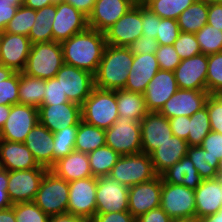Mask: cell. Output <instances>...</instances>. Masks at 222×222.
Returning a JSON list of instances; mask_svg holds the SVG:
<instances>
[{
  "label": "cell",
  "mask_w": 222,
  "mask_h": 222,
  "mask_svg": "<svg viewBox=\"0 0 222 222\" xmlns=\"http://www.w3.org/2000/svg\"><path fill=\"white\" fill-rule=\"evenodd\" d=\"M135 3H143L145 0H133Z\"/></svg>",
  "instance_id": "cell-71"
},
{
  "label": "cell",
  "mask_w": 222,
  "mask_h": 222,
  "mask_svg": "<svg viewBox=\"0 0 222 222\" xmlns=\"http://www.w3.org/2000/svg\"><path fill=\"white\" fill-rule=\"evenodd\" d=\"M208 55L199 54L181 60L174 70L179 89L207 90Z\"/></svg>",
  "instance_id": "cell-18"
},
{
  "label": "cell",
  "mask_w": 222,
  "mask_h": 222,
  "mask_svg": "<svg viewBox=\"0 0 222 222\" xmlns=\"http://www.w3.org/2000/svg\"><path fill=\"white\" fill-rule=\"evenodd\" d=\"M160 207L172 220L196 218L195 190L162 180Z\"/></svg>",
  "instance_id": "cell-8"
},
{
  "label": "cell",
  "mask_w": 222,
  "mask_h": 222,
  "mask_svg": "<svg viewBox=\"0 0 222 222\" xmlns=\"http://www.w3.org/2000/svg\"><path fill=\"white\" fill-rule=\"evenodd\" d=\"M209 132H211L210 119L205 105L190 117L189 134L186 140L188 146H200Z\"/></svg>",
  "instance_id": "cell-37"
},
{
  "label": "cell",
  "mask_w": 222,
  "mask_h": 222,
  "mask_svg": "<svg viewBox=\"0 0 222 222\" xmlns=\"http://www.w3.org/2000/svg\"><path fill=\"white\" fill-rule=\"evenodd\" d=\"M70 102L61 88L60 82L56 78L46 80L44 98L42 105H54Z\"/></svg>",
  "instance_id": "cell-51"
},
{
  "label": "cell",
  "mask_w": 222,
  "mask_h": 222,
  "mask_svg": "<svg viewBox=\"0 0 222 222\" xmlns=\"http://www.w3.org/2000/svg\"><path fill=\"white\" fill-rule=\"evenodd\" d=\"M105 145L104 129L89 125L82 120L78 123L75 151L89 154L91 151Z\"/></svg>",
  "instance_id": "cell-35"
},
{
  "label": "cell",
  "mask_w": 222,
  "mask_h": 222,
  "mask_svg": "<svg viewBox=\"0 0 222 222\" xmlns=\"http://www.w3.org/2000/svg\"><path fill=\"white\" fill-rule=\"evenodd\" d=\"M116 101L119 117H127L140 122L149 112L144 95L128 90H116Z\"/></svg>",
  "instance_id": "cell-31"
},
{
  "label": "cell",
  "mask_w": 222,
  "mask_h": 222,
  "mask_svg": "<svg viewBox=\"0 0 222 222\" xmlns=\"http://www.w3.org/2000/svg\"><path fill=\"white\" fill-rule=\"evenodd\" d=\"M129 187L109 176L97 178L96 213L128 211Z\"/></svg>",
  "instance_id": "cell-14"
},
{
  "label": "cell",
  "mask_w": 222,
  "mask_h": 222,
  "mask_svg": "<svg viewBox=\"0 0 222 222\" xmlns=\"http://www.w3.org/2000/svg\"><path fill=\"white\" fill-rule=\"evenodd\" d=\"M46 80L31 77L19 72V100L18 104L36 107L42 105Z\"/></svg>",
  "instance_id": "cell-33"
},
{
  "label": "cell",
  "mask_w": 222,
  "mask_h": 222,
  "mask_svg": "<svg viewBox=\"0 0 222 222\" xmlns=\"http://www.w3.org/2000/svg\"><path fill=\"white\" fill-rule=\"evenodd\" d=\"M0 222H16L12 206L10 208L0 210Z\"/></svg>",
  "instance_id": "cell-63"
},
{
  "label": "cell",
  "mask_w": 222,
  "mask_h": 222,
  "mask_svg": "<svg viewBox=\"0 0 222 222\" xmlns=\"http://www.w3.org/2000/svg\"><path fill=\"white\" fill-rule=\"evenodd\" d=\"M207 24L222 31V2L208 3Z\"/></svg>",
  "instance_id": "cell-57"
},
{
  "label": "cell",
  "mask_w": 222,
  "mask_h": 222,
  "mask_svg": "<svg viewBox=\"0 0 222 222\" xmlns=\"http://www.w3.org/2000/svg\"><path fill=\"white\" fill-rule=\"evenodd\" d=\"M0 162L7 171L29 170L39 165L24 143L0 140Z\"/></svg>",
  "instance_id": "cell-27"
},
{
  "label": "cell",
  "mask_w": 222,
  "mask_h": 222,
  "mask_svg": "<svg viewBox=\"0 0 222 222\" xmlns=\"http://www.w3.org/2000/svg\"><path fill=\"white\" fill-rule=\"evenodd\" d=\"M201 53L205 55L222 52V31L206 24L195 33Z\"/></svg>",
  "instance_id": "cell-41"
},
{
  "label": "cell",
  "mask_w": 222,
  "mask_h": 222,
  "mask_svg": "<svg viewBox=\"0 0 222 222\" xmlns=\"http://www.w3.org/2000/svg\"><path fill=\"white\" fill-rule=\"evenodd\" d=\"M67 213L91 220L96 214L97 177H87L68 182Z\"/></svg>",
  "instance_id": "cell-11"
},
{
  "label": "cell",
  "mask_w": 222,
  "mask_h": 222,
  "mask_svg": "<svg viewBox=\"0 0 222 222\" xmlns=\"http://www.w3.org/2000/svg\"><path fill=\"white\" fill-rule=\"evenodd\" d=\"M28 36L0 32V64L23 72L31 49Z\"/></svg>",
  "instance_id": "cell-17"
},
{
  "label": "cell",
  "mask_w": 222,
  "mask_h": 222,
  "mask_svg": "<svg viewBox=\"0 0 222 222\" xmlns=\"http://www.w3.org/2000/svg\"><path fill=\"white\" fill-rule=\"evenodd\" d=\"M16 222H48L50 216L46 215L35 203L24 202L13 206Z\"/></svg>",
  "instance_id": "cell-44"
},
{
  "label": "cell",
  "mask_w": 222,
  "mask_h": 222,
  "mask_svg": "<svg viewBox=\"0 0 222 222\" xmlns=\"http://www.w3.org/2000/svg\"><path fill=\"white\" fill-rule=\"evenodd\" d=\"M50 170L67 182L93 176L88 155L75 150L60 158Z\"/></svg>",
  "instance_id": "cell-29"
},
{
  "label": "cell",
  "mask_w": 222,
  "mask_h": 222,
  "mask_svg": "<svg viewBox=\"0 0 222 222\" xmlns=\"http://www.w3.org/2000/svg\"><path fill=\"white\" fill-rule=\"evenodd\" d=\"M180 34V28L177 20L170 18H161L158 23L157 42L159 45H173Z\"/></svg>",
  "instance_id": "cell-48"
},
{
  "label": "cell",
  "mask_w": 222,
  "mask_h": 222,
  "mask_svg": "<svg viewBox=\"0 0 222 222\" xmlns=\"http://www.w3.org/2000/svg\"><path fill=\"white\" fill-rule=\"evenodd\" d=\"M63 65L64 58L60 42L35 43L31 45L23 73L47 80L55 78Z\"/></svg>",
  "instance_id": "cell-4"
},
{
  "label": "cell",
  "mask_w": 222,
  "mask_h": 222,
  "mask_svg": "<svg viewBox=\"0 0 222 222\" xmlns=\"http://www.w3.org/2000/svg\"><path fill=\"white\" fill-rule=\"evenodd\" d=\"M161 177L166 183L180 184L193 190L203 181V178L187 155L164 171Z\"/></svg>",
  "instance_id": "cell-30"
},
{
  "label": "cell",
  "mask_w": 222,
  "mask_h": 222,
  "mask_svg": "<svg viewBox=\"0 0 222 222\" xmlns=\"http://www.w3.org/2000/svg\"><path fill=\"white\" fill-rule=\"evenodd\" d=\"M142 25H143V36L148 38H157L158 34V23L161 22V18L153 13L142 3Z\"/></svg>",
  "instance_id": "cell-52"
},
{
  "label": "cell",
  "mask_w": 222,
  "mask_h": 222,
  "mask_svg": "<svg viewBox=\"0 0 222 222\" xmlns=\"http://www.w3.org/2000/svg\"><path fill=\"white\" fill-rule=\"evenodd\" d=\"M48 222H92V221L89 219L77 217L72 214L66 213V214L50 216Z\"/></svg>",
  "instance_id": "cell-61"
},
{
  "label": "cell",
  "mask_w": 222,
  "mask_h": 222,
  "mask_svg": "<svg viewBox=\"0 0 222 222\" xmlns=\"http://www.w3.org/2000/svg\"><path fill=\"white\" fill-rule=\"evenodd\" d=\"M36 21V10L20 6L14 18L7 24L4 32L29 36L30 30Z\"/></svg>",
  "instance_id": "cell-40"
},
{
  "label": "cell",
  "mask_w": 222,
  "mask_h": 222,
  "mask_svg": "<svg viewBox=\"0 0 222 222\" xmlns=\"http://www.w3.org/2000/svg\"><path fill=\"white\" fill-rule=\"evenodd\" d=\"M18 8L12 2L0 0V32L4 31L7 24L14 18Z\"/></svg>",
  "instance_id": "cell-56"
},
{
  "label": "cell",
  "mask_w": 222,
  "mask_h": 222,
  "mask_svg": "<svg viewBox=\"0 0 222 222\" xmlns=\"http://www.w3.org/2000/svg\"><path fill=\"white\" fill-rule=\"evenodd\" d=\"M7 186H8V171L2 169L0 171V210L7 209L13 206L8 196Z\"/></svg>",
  "instance_id": "cell-59"
},
{
  "label": "cell",
  "mask_w": 222,
  "mask_h": 222,
  "mask_svg": "<svg viewBox=\"0 0 222 222\" xmlns=\"http://www.w3.org/2000/svg\"><path fill=\"white\" fill-rule=\"evenodd\" d=\"M198 222H222V208L215 214L199 218Z\"/></svg>",
  "instance_id": "cell-64"
},
{
  "label": "cell",
  "mask_w": 222,
  "mask_h": 222,
  "mask_svg": "<svg viewBox=\"0 0 222 222\" xmlns=\"http://www.w3.org/2000/svg\"><path fill=\"white\" fill-rule=\"evenodd\" d=\"M106 45L104 32L87 28L61 42L64 63L95 74Z\"/></svg>",
  "instance_id": "cell-1"
},
{
  "label": "cell",
  "mask_w": 222,
  "mask_h": 222,
  "mask_svg": "<svg viewBox=\"0 0 222 222\" xmlns=\"http://www.w3.org/2000/svg\"><path fill=\"white\" fill-rule=\"evenodd\" d=\"M178 89L174 72L159 70L143 94L147 110L159 112Z\"/></svg>",
  "instance_id": "cell-23"
},
{
  "label": "cell",
  "mask_w": 222,
  "mask_h": 222,
  "mask_svg": "<svg viewBox=\"0 0 222 222\" xmlns=\"http://www.w3.org/2000/svg\"><path fill=\"white\" fill-rule=\"evenodd\" d=\"M208 3L204 0H196L178 17L177 22L180 32L196 33L207 24Z\"/></svg>",
  "instance_id": "cell-32"
},
{
  "label": "cell",
  "mask_w": 222,
  "mask_h": 222,
  "mask_svg": "<svg viewBox=\"0 0 222 222\" xmlns=\"http://www.w3.org/2000/svg\"><path fill=\"white\" fill-rule=\"evenodd\" d=\"M13 73L14 71L11 68L0 64V81L8 79Z\"/></svg>",
  "instance_id": "cell-66"
},
{
  "label": "cell",
  "mask_w": 222,
  "mask_h": 222,
  "mask_svg": "<svg viewBox=\"0 0 222 222\" xmlns=\"http://www.w3.org/2000/svg\"><path fill=\"white\" fill-rule=\"evenodd\" d=\"M3 168H2V164H1V162H0V171L2 170Z\"/></svg>",
  "instance_id": "cell-73"
},
{
  "label": "cell",
  "mask_w": 222,
  "mask_h": 222,
  "mask_svg": "<svg viewBox=\"0 0 222 222\" xmlns=\"http://www.w3.org/2000/svg\"><path fill=\"white\" fill-rule=\"evenodd\" d=\"M189 122L188 116H177L169 119V124L173 132V136L187 140L189 134Z\"/></svg>",
  "instance_id": "cell-55"
},
{
  "label": "cell",
  "mask_w": 222,
  "mask_h": 222,
  "mask_svg": "<svg viewBox=\"0 0 222 222\" xmlns=\"http://www.w3.org/2000/svg\"><path fill=\"white\" fill-rule=\"evenodd\" d=\"M55 14L56 3L36 10V21L28 36L31 44L52 41V24Z\"/></svg>",
  "instance_id": "cell-34"
},
{
  "label": "cell",
  "mask_w": 222,
  "mask_h": 222,
  "mask_svg": "<svg viewBox=\"0 0 222 222\" xmlns=\"http://www.w3.org/2000/svg\"><path fill=\"white\" fill-rule=\"evenodd\" d=\"M222 179H205L195 189L196 219L215 214L222 208Z\"/></svg>",
  "instance_id": "cell-26"
},
{
  "label": "cell",
  "mask_w": 222,
  "mask_h": 222,
  "mask_svg": "<svg viewBox=\"0 0 222 222\" xmlns=\"http://www.w3.org/2000/svg\"><path fill=\"white\" fill-rule=\"evenodd\" d=\"M200 146L207 152L209 165L218 171L219 161L222 159V134L215 131L209 132Z\"/></svg>",
  "instance_id": "cell-45"
},
{
  "label": "cell",
  "mask_w": 222,
  "mask_h": 222,
  "mask_svg": "<svg viewBox=\"0 0 222 222\" xmlns=\"http://www.w3.org/2000/svg\"><path fill=\"white\" fill-rule=\"evenodd\" d=\"M48 170L39 165L29 170L8 171L7 192L12 204L33 202Z\"/></svg>",
  "instance_id": "cell-9"
},
{
  "label": "cell",
  "mask_w": 222,
  "mask_h": 222,
  "mask_svg": "<svg viewBox=\"0 0 222 222\" xmlns=\"http://www.w3.org/2000/svg\"><path fill=\"white\" fill-rule=\"evenodd\" d=\"M218 177L222 179V159L219 161Z\"/></svg>",
  "instance_id": "cell-69"
},
{
  "label": "cell",
  "mask_w": 222,
  "mask_h": 222,
  "mask_svg": "<svg viewBox=\"0 0 222 222\" xmlns=\"http://www.w3.org/2000/svg\"><path fill=\"white\" fill-rule=\"evenodd\" d=\"M135 4L133 0H95L87 17L88 28L100 32L107 31Z\"/></svg>",
  "instance_id": "cell-20"
},
{
  "label": "cell",
  "mask_w": 222,
  "mask_h": 222,
  "mask_svg": "<svg viewBox=\"0 0 222 222\" xmlns=\"http://www.w3.org/2000/svg\"><path fill=\"white\" fill-rule=\"evenodd\" d=\"M38 122L36 107L24 104L11 105L10 114L0 130V140L24 143L26 136Z\"/></svg>",
  "instance_id": "cell-13"
},
{
  "label": "cell",
  "mask_w": 222,
  "mask_h": 222,
  "mask_svg": "<svg viewBox=\"0 0 222 222\" xmlns=\"http://www.w3.org/2000/svg\"><path fill=\"white\" fill-rule=\"evenodd\" d=\"M155 55L160 70L174 72L181 62V59L173 45H159Z\"/></svg>",
  "instance_id": "cell-49"
},
{
  "label": "cell",
  "mask_w": 222,
  "mask_h": 222,
  "mask_svg": "<svg viewBox=\"0 0 222 222\" xmlns=\"http://www.w3.org/2000/svg\"><path fill=\"white\" fill-rule=\"evenodd\" d=\"M133 59L129 47L107 44L94 74L95 87L113 91L124 89Z\"/></svg>",
  "instance_id": "cell-2"
},
{
  "label": "cell",
  "mask_w": 222,
  "mask_h": 222,
  "mask_svg": "<svg viewBox=\"0 0 222 222\" xmlns=\"http://www.w3.org/2000/svg\"><path fill=\"white\" fill-rule=\"evenodd\" d=\"M142 3H136L116 23L105 31L108 45L130 47L143 36Z\"/></svg>",
  "instance_id": "cell-12"
},
{
  "label": "cell",
  "mask_w": 222,
  "mask_h": 222,
  "mask_svg": "<svg viewBox=\"0 0 222 222\" xmlns=\"http://www.w3.org/2000/svg\"><path fill=\"white\" fill-rule=\"evenodd\" d=\"M92 222H136V219L129 211L112 212V213H96Z\"/></svg>",
  "instance_id": "cell-54"
},
{
  "label": "cell",
  "mask_w": 222,
  "mask_h": 222,
  "mask_svg": "<svg viewBox=\"0 0 222 222\" xmlns=\"http://www.w3.org/2000/svg\"><path fill=\"white\" fill-rule=\"evenodd\" d=\"M207 91L211 95L222 94V52L208 55Z\"/></svg>",
  "instance_id": "cell-42"
},
{
  "label": "cell",
  "mask_w": 222,
  "mask_h": 222,
  "mask_svg": "<svg viewBox=\"0 0 222 222\" xmlns=\"http://www.w3.org/2000/svg\"><path fill=\"white\" fill-rule=\"evenodd\" d=\"M69 185L64 179L48 170L41 181L34 203L48 216L66 214Z\"/></svg>",
  "instance_id": "cell-6"
},
{
  "label": "cell",
  "mask_w": 222,
  "mask_h": 222,
  "mask_svg": "<svg viewBox=\"0 0 222 222\" xmlns=\"http://www.w3.org/2000/svg\"><path fill=\"white\" fill-rule=\"evenodd\" d=\"M141 126L127 117H119L110 128L105 130L106 145L119 155L142 152Z\"/></svg>",
  "instance_id": "cell-7"
},
{
  "label": "cell",
  "mask_w": 222,
  "mask_h": 222,
  "mask_svg": "<svg viewBox=\"0 0 222 222\" xmlns=\"http://www.w3.org/2000/svg\"><path fill=\"white\" fill-rule=\"evenodd\" d=\"M162 177L157 175L152 180L129 187L128 211L137 219L151 209L160 207Z\"/></svg>",
  "instance_id": "cell-15"
},
{
  "label": "cell",
  "mask_w": 222,
  "mask_h": 222,
  "mask_svg": "<svg viewBox=\"0 0 222 222\" xmlns=\"http://www.w3.org/2000/svg\"><path fill=\"white\" fill-rule=\"evenodd\" d=\"M209 95L207 90L178 89L177 92L165 102L159 112L168 119L177 116L191 117L195 112L205 106Z\"/></svg>",
  "instance_id": "cell-21"
},
{
  "label": "cell",
  "mask_w": 222,
  "mask_h": 222,
  "mask_svg": "<svg viewBox=\"0 0 222 222\" xmlns=\"http://www.w3.org/2000/svg\"><path fill=\"white\" fill-rule=\"evenodd\" d=\"M173 47L181 60L201 54L199 43L194 33L180 32Z\"/></svg>",
  "instance_id": "cell-46"
},
{
  "label": "cell",
  "mask_w": 222,
  "mask_h": 222,
  "mask_svg": "<svg viewBox=\"0 0 222 222\" xmlns=\"http://www.w3.org/2000/svg\"><path fill=\"white\" fill-rule=\"evenodd\" d=\"M39 123L52 133L81 121V106L76 103L41 105L38 108Z\"/></svg>",
  "instance_id": "cell-19"
},
{
  "label": "cell",
  "mask_w": 222,
  "mask_h": 222,
  "mask_svg": "<svg viewBox=\"0 0 222 222\" xmlns=\"http://www.w3.org/2000/svg\"><path fill=\"white\" fill-rule=\"evenodd\" d=\"M55 78L60 82L63 93L66 94L68 100L80 106L95 87L94 74L65 63Z\"/></svg>",
  "instance_id": "cell-10"
},
{
  "label": "cell",
  "mask_w": 222,
  "mask_h": 222,
  "mask_svg": "<svg viewBox=\"0 0 222 222\" xmlns=\"http://www.w3.org/2000/svg\"><path fill=\"white\" fill-rule=\"evenodd\" d=\"M205 105L210 119L211 131L222 134V95H209Z\"/></svg>",
  "instance_id": "cell-50"
},
{
  "label": "cell",
  "mask_w": 222,
  "mask_h": 222,
  "mask_svg": "<svg viewBox=\"0 0 222 222\" xmlns=\"http://www.w3.org/2000/svg\"><path fill=\"white\" fill-rule=\"evenodd\" d=\"M19 100V72H14L8 79L0 81V104L14 105Z\"/></svg>",
  "instance_id": "cell-47"
},
{
  "label": "cell",
  "mask_w": 222,
  "mask_h": 222,
  "mask_svg": "<svg viewBox=\"0 0 222 222\" xmlns=\"http://www.w3.org/2000/svg\"><path fill=\"white\" fill-rule=\"evenodd\" d=\"M87 28L86 15L64 1L56 3L55 20L52 24V41L61 43Z\"/></svg>",
  "instance_id": "cell-16"
},
{
  "label": "cell",
  "mask_w": 222,
  "mask_h": 222,
  "mask_svg": "<svg viewBox=\"0 0 222 222\" xmlns=\"http://www.w3.org/2000/svg\"><path fill=\"white\" fill-rule=\"evenodd\" d=\"M64 2L72 5L87 17L91 13L93 6L95 4V0H64Z\"/></svg>",
  "instance_id": "cell-60"
},
{
  "label": "cell",
  "mask_w": 222,
  "mask_h": 222,
  "mask_svg": "<svg viewBox=\"0 0 222 222\" xmlns=\"http://www.w3.org/2000/svg\"><path fill=\"white\" fill-rule=\"evenodd\" d=\"M173 220L168 216V214L161 208L157 207L151 209L145 214L139 216L136 222H172Z\"/></svg>",
  "instance_id": "cell-58"
},
{
  "label": "cell",
  "mask_w": 222,
  "mask_h": 222,
  "mask_svg": "<svg viewBox=\"0 0 222 222\" xmlns=\"http://www.w3.org/2000/svg\"><path fill=\"white\" fill-rule=\"evenodd\" d=\"M187 156L192 161L194 167L197 169L203 180L218 177V171L209 165L207 152L201 146H189Z\"/></svg>",
  "instance_id": "cell-43"
},
{
  "label": "cell",
  "mask_w": 222,
  "mask_h": 222,
  "mask_svg": "<svg viewBox=\"0 0 222 222\" xmlns=\"http://www.w3.org/2000/svg\"><path fill=\"white\" fill-rule=\"evenodd\" d=\"M196 0H145L143 4L160 18L177 20L179 15Z\"/></svg>",
  "instance_id": "cell-38"
},
{
  "label": "cell",
  "mask_w": 222,
  "mask_h": 222,
  "mask_svg": "<svg viewBox=\"0 0 222 222\" xmlns=\"http://www.w3.org/2000/svg\"><path fill=\"white\" fill-rule=\"evenodd\" d=\"M88 155L90 168L94 177L108 176L121 155L105 145L91 151Z\"/></svg>",
  "instance_id": "cell-36"
},
{
  "label": "cell",
  "mask_w": 222,
  "mask_h": 222,
  "mask_svg": "<svg viewBox=\"0 0 222 222\" xmlns=\"http://www.w3.org/2000/svg\"><path fill=\"white\" fill-rule=\"evenodd\" d=\"M54 3L53 0H25L24 6L33 10H38Z\"/></svg>",
  "instance_id": "cell-62"
},
{
  "label": "cell",
  "mask_w": 222,
  "mask_h": 222,
  "mask_svg": "<svg viewBox=\"0 0 222 222\" xmlns=\"http://www.w3.org/2000/svg\"><path fill=\"white\" fill-rule=\"evenodd\" d=\"M207 3H217V2H222V0H204Z\"/></svg>",
  "instance_id": "cell-70"
},
{
  "label": "cell",
  "mask_w": 222,
  "mask_h": 222,
  "mask_svg": "<svg viewBox=\"0 0 222 222\" xmlns=\"http://www.w3.org/2000/svg\"><path fill=\"white\" fill-rule=\"evenodd\" d=\"M9 2H12L14 6L20 7L24 6L25 0H7Z\"/></svg>",
  "instance_id": "cell-67"
},
{
  "label": "cell",
  "mask_w": 222,
  "mask_h": 222,
  "mask_svg": "<svg viewBox=\"0 0 222 222\" xmlns=\"http://www.w3.org/2000/svg\"><path fill=\"white\" fill-rule=\"evenodd\" d=\"M172 222H198V219L193 218V219H176L173 220Z\"/></svg>",
  "instance_id": "cell-68"
},
{
  "label": "cell",
  "mask_w": 222,
  "mask_h": 222,
  "mask_svg": "<svg viewBox=\"0 0 222 222\" xmlns=\"http://www.w3.org/2000/svg\"><path fill=\"white\" fill-rule=\"evenodd\" d=\"M159 47V43L154 38L141 36L135 40L129 47L134 55L139 54H155Z\"/></svg>",
  "instance_id": "cell-53"
},
{
  "label": "cell",
  "mask_w": 222,
  "mask_h": 222,
  "mask_svg": "<svg viewBox=\"0 0 222 222\" xmlns=\"http://www.w3.org/2000/svg\"><path fill=\"white\" fill-rule=\"evenodd\" d=\"M142 152L151 154L173 136L169 119L160 112L149 111L140 121Z\"/></svg>",
  "instance_id": "cell-22"
},
{
  "label": "cell",
  "mask_w": 222,
  "mask_h": 222,
  "mask_svg": "<svg viewBox=\"0 0 222 222\" xmlns=\"http://www.w3.org/2000/svg\"><path fill=\"white\" fill-rule=\"evenodd\" d=\"M11 105H2L0 104V130L5 124L9 114H10Z\"/></svg>",
  "instance_id": "cell-65"
},
{
  "label": "cell",
  "mask_w": 222,
  "mask_h": 222,
  "mask_svg": "<svg viewBox=\"0 0 222 222\" xmlns=\"http://www.w3.org/2000/svg\"><path fill=\"white\" fill-rule=\"evenodd\" d=\"M78 126H69L53 133V166L75 150Z\"/></svg>",
  "instance_id": "cell-39"
},
{
  "label": "cell",
  "mask_w": 222,
  "mask_h": 222,
  "mask_svg": "<svg viewBox=\"0 0 222 222\" xmlns=\"http://www.w3.org/2000/svg\"><path fill=\"white\" fill-rule=\"evenodd\" d=\"M119 118L116 90L94 87L81 105V120L101 129H108Z\"/></svg>",
  "instance_id": "cell-3"
},
{
  "label": "cell",
  "mask_w": 222,
  "mask_h": 222,
  "mask_svg": "<svg viewBox=\"0 0 222 222\" xmlns=\"http://www.w3.org/2000/svg\"><path fill=\"white\" fill-rule=\"evenodd\" d=\"M108 176L122 185L131 187L152 180L157 174L151 156L140 152L121 155Z\"/></svg>",
  "instance_id": "cell-5"
},
{
  "label": "cell",
  "mask_w": 222,
  "mask_h": 222,
  "mask_svg": "<svg viewBox=\"0 0 222 222\" xmlns=\"http://www.w3.org/2000/svg\"><path fill=\"white\" fill-rule=\"evenodd\" d=\"M55 3L62 2L64 0H53Z\"/></svg>",
  "instance_id": "cell-72"
},
{
  "label": "cell",
  "mask_w": 222,
  "mask_h": 222,
  "mask_svg": "<svg viewBox=\"0 0 222 222\" xmlns=\"http://www.w3.org/2000/svg\"><path fill=\"white\" fill-rule=\"evenodd\" d=\"M159 70L155 54L134 55L128 79L123 90L144 94L148 83Z\"/></svg>",
  "instance_id": "cell-24"
},
{
  "label": "cell",
  "mask_w": 222,
  "mask_h": 222,
  "mask_svg": "<svg viewBox=\"0 0 222 222\" xmlns=\"http://www.w3.org/2000/svg\"><path fill=\"white\" fill-rule=\"evenodd\" d=\"M188 143L186 140L172 136L168 141L159 145L151 154L154 171L161 175L169 167L179 162L187 155Z\"/></svg>",
  "instance_id": "cell-28"
},
{
  "label": "cell",
  "mask_w": 222,
  "mask_h": 222,
  "mask_svg": "<svg viewBox=\"0 0 222 222\" xmlns=\"http://www.w3.org/2000/svg\"><path fill=\"white\" fill-rule=\"evenodd\" d=\"M38 165L53 167V133L39 122L32 128L24 141Z\"/></svg>",
  "instance_id": "cell-25"
}]
</instances>
